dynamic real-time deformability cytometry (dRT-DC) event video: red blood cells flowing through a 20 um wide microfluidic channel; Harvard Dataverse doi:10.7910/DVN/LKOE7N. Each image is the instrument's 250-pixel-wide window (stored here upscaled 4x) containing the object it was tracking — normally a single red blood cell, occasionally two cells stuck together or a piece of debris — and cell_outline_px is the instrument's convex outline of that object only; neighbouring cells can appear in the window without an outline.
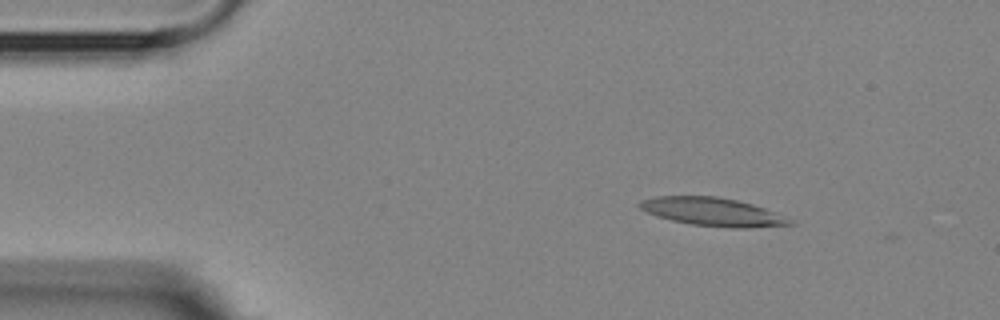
{"species": "Egyptian fruit bat (a non-hibernating species)", "species_latin": "Rousettus aegyptiacus", "temperature_condition": "room temperature", "stored_images_in_passage": 5, "camera_frame_rate_fps": 3000, "um_per_image_px": 0.085, "animal": {"sex": "female"}, "frame": {"image": 1, "passage_image": 3, "time_ms": 2.0, "image_size_px": [1000, 320], "cell_outline_px": [[796, 224], [752, 228], [732, 228], [692, 224], [672, 220], [656, 216], [640, 208], [636, 204], [640, 200], [656, 196], [716, 196], [736, 200], [752, 204], [764, 208], [792, 220]], "centroid_in_image_um": [60.55, 18.0], "position_along_channel_um": 24.4, "area_um2": 24.62}}
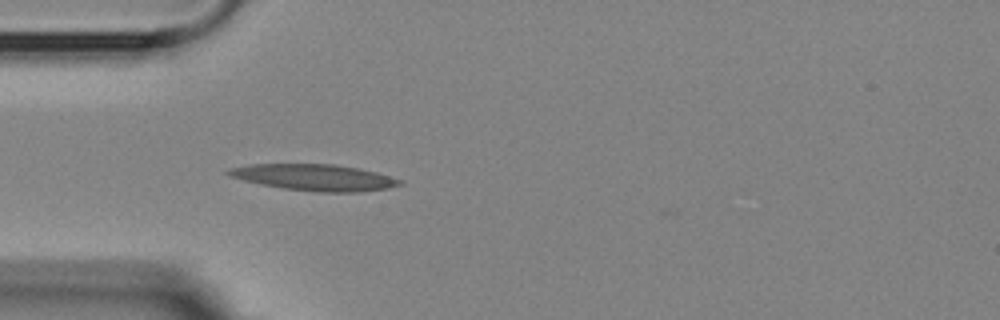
{"frame": {"image": 2, "passage_image": 5, "time_ms": 4.667, "image_size_px": [1000, 320], "cell_outline_px": [[404, 184], [388, 188], [356, 192], [320, 192], [284, 188], [260, 184], [228, 176], [224, 172], [228, 168], [248, 164], [336, 164], [376, 172], [404, 180]], "centroid_in_image_um": [26.71, 15.07], "position_along_channel_um": 58.3, "area_um2": 26.36}}